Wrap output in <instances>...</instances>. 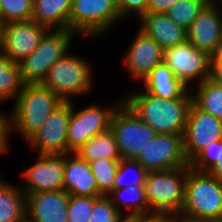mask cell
Instances as JSON below:
<instances>
[{"label": "cell", "instance_id": "obj_8", "mask_svg": "<svg viewBox=\"0 0 222 222\" xmlns=\"http://www.w3.org/2000/svg\"><path fill=\"white\" fill-rule=\"evenodd\" d=\"M110 129L121 159H136L157 133L123 101L115 110Z\"/></svg>", "mask_w": 222, "mask_h": 222}, {"label": "cell", "instance_id": "obj_40", "mask_svg": "<svg viewBox=\"0 0 222 222\" xmlns=\"http://www.w3.org/2000/svg\"><path fill=\"white\" fill-rule=\"evenodd\" d=\"M213 177L222 182V139H221V154L219 160L208 171Z\"/></svg>", "mask_w": 222, "mask_h": 222}, {"label": "cell", "instance_id": "obj_5", "mask_svg": "<svg viewBox=\"0 0 222 222\" xmlns=\"http://www.w3.org/2000/svg\"><path fill=\"white\" fill-rule=\"evenodd\" d=\"M180 214L208 221L222 218V182L208 172L196 171L188 166Z\"/></svg>", "mask_w": 222, "mask_h": 222}, {"label": "cell", "instance_id": "obj_41", "mask_svg": "<svg viewBox=\"0 0 222 222\" xmlns=\"http://www.w3.org/2000/svg\"><path fill=\"white\" fill-rule=\"evenodd\" d=\"M169 222H210L208 220H200L186 217L182 214L169 216Z\"/></svg>", "mask_w": 222, "mask_h": 222}, {"label": "cell", "instance_id": "obj_37", "mask_svg": "<svg viewBox=\"0 0 222 222\" xmlns=\"http://www.w3.org/2000/svg\"><path fill=\"white\" fill-rule=\"evenodd\" d=\"M179 0H148L146 13H166Z\"/></svg>", "mask_w": 222, "mask_h": 222}, {"label": "cell", "instance_id": "obj_6", "mask_svg": "<svg viewBox=\"0 0 222 222\" xmlns=\"http://www.w3.org/2000/svg\"><path fill=\"white\" fill-rule=\"evenodd\" d=\"M74 36L68 29L49 30L37 48L18 63L23 84H41L51 66L68 53Z\"/></svg>", "mask_w": 222, "mask_h": 222}, {"label": "cell", "instance_id": "obj_43", "mask_svg": "<svg viewBox=\"0 0 222 222\" xmlns=\"http://www.w3.org/2000/svg\"><path fill=\"white\" fill-rule=\"evenodd\" d=\"M120 222H136V216H124Z\"/></svg>", "mask_w": 222, "mask_h": 222}, {"label": "cell", "instance_id": "obj_46", "mask_svg": "<svg viewBox=\"0 0 222 222\" xmlns=\"http://www.w3.org/2000/svg\"><path fill=\"white\" fill-rule=\"evenodd\" d=\"M210 222H222V218H218V219L210 220Z\"/></svg>", "mask_w": 222, "mask_h": 222}, {"label": "cell", "instance_id": "obj_44", "mask_svg": "<svg viewBox=\"0 0 222 222\" xmlns=\"http://www.w3.org/2000/svg\"><path fill=\"white\" fill-rule=\"evenodd\" d=\"M215 2H219V3H217V6H218V11H219V14H220V19H221V23H222V8H221V6H222V0H214ZM221 8V9H220Z\"/></svg>", "mask_w": 222, "mask_h": 222}, {"label": "cell", "instance_id": "obj_16", "mask_svg": "<svg viewBox=\"0 0 222 222\" xmlns=\"http://www.w3.org/2000/svg\"><path fill=\"white\" fill-rule=\"evenodd\" d=\"M126 51L125 55L123 54L124 59L122 58L123 66L136 82L143 81L157 65L163 62L164 50L139 29Z\"/></svg>", "mask_w": 222, "mask_h": 222}, {"label": "cell", "instance_id": "obj_19", "mask_svg": "<svg viewBox=\"0 0 222 222\" xmlns=\"http://www.w3.org/2000/svg\"><path fill=\"white\" fill-rule=\"evenodd\" d=\"M63 190L69 195L98 197V185L89 162L75 152L65 154Z\"/></svg>", "mask_w": 222, "mask_h": 222}, {"label": "cell", "instance_id": "obj_3", "mask_svg": "<svg viewBox=\"0 0 222 222\" xmlns=\"http://www.w3.org/2000/svg\"><path fill=\"white\" fill-rule=\"evenodd\" d=\"M91 66L87 58L66 53L51 66L41 85L61 100L73 101V97H83L93 90L95 80Z\"/></svg>", "mask_w": 222, "mask_h": 222}, {"label": "cell", "instance_id": "obj_7", "mask_svg": "<svg viewBox=\"0 0 222 222\" xmlns=\"http://www.w3.org/2000/svg\"><path fill=\"white\" fill-rule=\"evenodd\" d=\"M118 20L122 19L116 0H72L68 30L82 38L95 40L107 34Z\"/></svg>", "mask_w": 222, "mask_h": 222}, {"label": "cell", "instance_id": "obj_30", "mask_svg": "<svg viewBox=\"0 0 222 222\" xmlns=\"http://www.w3.org/2000/svg\"><path fill=\"white\" fill-rule=\"evenodd\" d=\"M147 171L134 159H120L113 189L144 184Z\"/></svg>", "mask_w": 222, "mask_h": 222}, {"label": "cell", "instance_id": "obj_42", "mask_svg": "<svg viewBox=\"0 0 222 222\" xmlns=\"http://www.w3.org/2000/svg\"><path fill=\"white\" fill-rule=\"evenodd\" d=\"M210 62H222V39L217 44L215 51L210 55Z\"/></svg>", "mask_w": 222, "mask_h": 222}, {"label": "cell", "instance_id": "obj_4", "mask_svg": "<svg viewBox=\"0 0 222 222\" xmlns=\"http://www.w3.org/2000/svg\"><path fill=\"white\" fill-rule=\"evenodd\" d=\"M187 172L188 166L147 173L144 188L149 215L180 214L184 203Z\"/></svg>", "mask_w": 222, "mask_h": 222}, {"label": "cell", "instance_id": "obj_36", "mask_svg": "<svg viewBox=\"0 0 222 222\" xmlns=\"http://www.w3.org/2000/svg\"><path fill=\"white\" fill-rule=\"evenodd\" d=\"M10 133H12V120L11 114H4L0 110V155L8 152L9 148V138Z\"/></svg>", "mask_w": 222, "mask_h": 222}, {"label": "cell", "instance_id": "obj_28", "mask_svg": "<svg viewBox=\"0 0 222 222\" xmlns=\"http://www.w3.org/2000/svg\"><path fill=\"white\" fill-rule=\"evenodd\" d=\"M120 160L99 158L89 162L98 185V197L106 196L113 190L115 176Z\"/></svg>", "mask_w": 222, "mask_h": 222}, {"label": "cell", "instance_id": "obj_2", "mask_svg": "<svg viewBox=\"0 0 222 222\" xmlns=\"http://www.w3.org/2000/svg\"><path fill=\"white\" fill-rule=\"evenodd\" d=\"M62 102L51 89L41 84H24L11 111L12 132L19 133L27 142Z\"/></svg>", "mask_w": 222, "mask_h": 222}, {"label": "cell", "instance_id": "obj_24", "mask_svg": "<svg viewBox=\"0 0 222 222\" xmlns=\"http://www.w3.org/2000/svg\"><path fill=\"white\" fill-rule=\"evenodd\" d=\"M26 217V197L19 185L0 176V222H21Z\"/></svg>", "mask_w": 222, "mask_h": 222}, {"label": "cell", "instance_id": "obj_39", "mask_svg": "<svg viewBox=\"0 0 222 222\" xmlns=\"http://www.w3.org/2000/svg\"><path fill=\"white\" fill-rule=\"evenodd\" d=\"M136 222H169V216L156 214L148 216H136Z\"/></svg>", "mask_w": 222, "mask_h": 222}, {"label": "cell", "instance_id": "obj_21", "mask_svg": "<svg viewBox=\"0 0 222 222\" xmlns=\"http://www.w3.org/2000/svg\"><path fill=\"white\" fill-rule=\"evenodd\" d=\"M142 83L146 92L163 99L183 98L190 91L164 62L157 65Z\"/></svg>", "mask_w": 222, "mask_h": 222}, {"label": "cell", "instance_id": "obj_35", "mask_svg": "<svg viewBox=\"0 0 222 222\" xmlns=\"http://www.w3.org/2000/svg\"><path fill=\"white\" fill-rule=\"evenodd\" d=\"M147 4L148 0H117V10L123 20L128 16H136L138 20L146 14Z\"/></svg>", "mask_w": 222, "mask_h": 222}, {"label": "cell", "instance_id": "obj_29", "mask_svg": "<svg viewBox=\"0 0 222 222\" xmlns=\"http://www.w3.org/2000/svg\"><path fill=\"white\" fill-rule=\"evenodd\" d=\"M209 1L210 0H179L167 10L166 14L178 26L187 31Z\"/></svg>", "mask_w": 222, "mask_h": 222}, {"label": "cell", "instance_id": "obj_38", "mask_svg": "<svg viewBox=\"0 0 222 222\" xmlns=\"http://www.w3.org/2000/svg\"><path fill=\"white\" fill-rule=\"evenodd\" d=\"M209 78L222 85V62H210Z\"/></svg>", "mask_w": 222, "mask_h": 222}, {"label": "cell", "instance_id": "obj_48", "mask_svg": "<svg viewBox=\"0 0 222 222\" xmlns=\"http://www.w3.org/2000/svg\"><path fill=\"white\" fill-rule=\"evenodd\" d=\"M1 16H2V6H1V2H0V22H1Z\"/></svg>", "mask_w": 222, "mask_h": 222}, {"label": "cell", "instance_id": "obj_20", "mask_svg": "<svg viewBox=\"0 0 222 222\" xmlns=\"http://www.w3.org/2000/svg\"><path fill=\"white\" fill-rule=\"evenodd\" d=\"M138 21L139 30L155 40L163 50L187 41V31L166 13H146Z\"/></svg>", "mask_w": 222, "mask_h": 222}, {"label": "cell", "instance_id": "obj_17", "mask_svg": "<svg viewBox=\"0 0 222 222\" xmlns=\"http://www.w3.org/2000/svg\"><path fill=\"white\" fill-rule=\"evenodd\" d=\"M222 39V23L217 2L210 0L187 30V41L209 56Z\"/></svg>", "mask_w": 222, "mask_h": 222}, {"label": "cell", "instance_id": "obj_45", "mask_svg": "<svg viewBox=\"0 0 222 222\" xmlns=\"http://www.w3.org/2000/svg\"><path fill=\"white\" fill-rule=\"evenodd\" d=\"M2 27H3V23L0 22V51H1V45H2Z\"/></svg>", "mask_w": 222, "mask_h": 222}, {"label": "cell", "instance_id": "obj_32", "mask_svg": "<svg viewBox=\"0 0 222 222\" xmlns=\"http://www.w3.org/2000/svg\"><path fill=\"white\" fill-rule=\"evenodd\" d=\"M99 197L69 195L68 222H87Z\"/></svg>", "mask_w": 222, "mask_h": 222}, {"label": "cell", "instance_id": "obj_31", "mask_svg": "<svg viewBox=\"0 0 222 222\" xmlns=\"http://www.w3.org/2000/svg\"><path fill=\"white\" fill-rule=\"evenodd\" d=\"M2 6L1 22L27 21L32 19L33 0H0Z\"/></svg>", "mask_w": 222, "mask_h": 222}, {"label": "cell", "instance_id": "obj_9", "mask_svg": "<svg viewBox=\"0 0 222 222\" xmlns=\"http://www.w3.org/2000/svg\"><path fill=\"white\" fill-rule=\"evenodd\" d=\"M111 106L91 104L83 109L75 110L74 100L71 101V116L68 123V153L76 152L92 137L110 128L112 116L123 98Z\"/></svg>", "mask_w": 222, "mask_h": 222}, {"label": "cell", "instance_id": "obj_15", "mask_svg": "<svg viewBox=\"0 0 222 222\" xmlns=\"http://www.w3.org/2000/svg\"><path fill=\"white\" fill-rule=\"evenodd\" d=\"M65 154H37L35 163L22 171L25 195L63 189Z\"/></svg>", "mask_w": 222, "mask_h": 222}, {"label": "cell", "instance_id": "obj_12", "mask_svg": "<svg viewBox=\"0 0 222 222\" xmlns=\"http://www.w3.org/2000/svg\"><path fill=\"white\" fill-rule=\"evenodd\" d=\"M220 139L222 122L192 102L183 133V149L187 161L190 163L206 146Z\"/></svg>", "mask_w": 222, "mask_h": 222}, {"label": "cell", "instance_id": "obj_34", "mask_svg": "<svg viewBox=\"0 0 222 222\" xmlns=\"http://www.w3.org/2000/svg\"><path fill=\"white\" fill-rule=\"evenodd\" d=\"M221 154V139L206 146L190 163L193 170L208 172L219 160Z\"/></svg>", "mask_w": 222, "mask_h": 222}, {"label": "cell", "instance_id": "obj_26", "mask_svg": "<svg viewBox=\"0 0 222 222\" xmlns=\"http://www.w3.org/2000/svg\"><path fill=\"white\" fill-rule=\"evenodd\" d=\"M193 103L222 122V85L209 77L190 89Z\"/></svg>", "mask_w": 222, "mask_h": 222}, {"label": "cell", "instance_id": "obj_11", "mask_svg": "<svg viewBox=\"0 0 222 222\" xmlns=\"http://www.w3.org/2000/svg\"><path fill=\"white\" fill-rule=\"evenodd\" d=\"M147 172L190 166L183 149V135L157 134L135 159Z\"/></svg>", "mask_w": 222, "mask_h": 222}, {"label": "cell", "instance_id": "obj_25", "mask_svg": "<svg viewBox=\"0 0 222 222\" xmlns=\"http://www.w3.org/2000/svg\"><path fill=\"white\" fill-rule=\"evenodd\" d=\"M80 158L91 162L99 158L120 160L117 144L111 129L98 133L75 152Z\"/></svg>", "mask_w": 222, "mask_h": 222}, {"label": "cell", "instance_id": "obj_10", "mask_svg": "<svg viewBox=\"0 0 222 222\" xmlns=\"http://www.w3.org/2000/svg\"><path fill=\"white\" fill-rule=\"evenodd\" d=\"M163 62L189 89L209 77L210 56L188 41L164 49Z\"/></svg>", "mask_w": 222, "mask_h": 222}, {"label": "cell", "instance_id": "obj_14", "mask_svg": "<svg viewBox=\"0 0 222 222\" xmlns=\"http://www.w3.org/2000/svg\"><path fill=\"white\" fill-rule=\"evenodd\" d=\"M49 29L35 21H19L3 24L0 53L19 63L38 46Z\"/></svg>", "mask_w": 222, "mask_h": 222}, {"label": "cell", "instance_id": "obj_18", "mask_svg": "<svg viewBox=\"0 0 222 222\" xmlns=\"http://www.w3.org/2000/svg\"><path fill=\"white\" fill-rule=\"evenodd\" d=\"M26 217L32 222H68L69 194L65 190L25 195Z\"/></svg>", "mask_w": 222, "mask_h": 222}, {"label": "cell", "instance_id": "obj_27", "mask_svg": "<svg viewBox=\"0 0 222 222\" xmlns=\"http://www.w3.org/2000/svg\"><path fill=\"white\" fill-rule=\"evenodd\" d=\"M23 85L19 64L0 53V102L15 101Z\"/></svg>", "mask_w": 222, "mask_h": 222}, {"label": "cell", "instance_id": "obj_22", "mask_svg": "<svg viewBox=\"0 0 222 222\" xmlns=\"http://www.w3.org/2000/svg\"><path fill=\"white\" fill-rule=\"evenodd\" d=\"M72 0H33L32 20L49 30L68 29Z\"/></svg>", "mask_w": 222, "mask_h": 222}, {"label": "cell", "instance_id": "obj_13", "mask_svg": "<svg viewBox=\"0 0 222 222\" xmlns=\"http://www.w3.org/2000/svg\"><path fill=\"white\" fill-rule=\"evenodd\" d=\"M71 116V101H63L48 116L40 130L26 143L38 154L68 153L67 131Z\"/></svg>", "mask_w": 222, "mask_h": 222}, {"label": "cell", "instance_id": "obj_1", "mask_svg": "<svg viewBox=\"0 0 222 222\" xmlns=\"http://www.w3.org/2000/svg\"><path fill=\"white\" fill-rule=\"evenodd\" d=\"M127 95L123 101L157 134L183 135L193 102L191 91L176 99H163L144 89Z\"/></svg>", "mask_w": 222, "mask_h": 222}, {"label": "cell", "instance_id": "obj_23", "mask_svg": "<svg viewBox=\"0 0 222 222\" xmlns=\"http://www.w3.org/2000/svg\"><path fill=\"white\" fill-rule=\"evenodd\" d=\"M106 196L111 200L116 209L125 216L149 215V205L146 200L144 184L113 189Z\"/></svg>", "mask_w": 222, "mask_h": 222}, {"label": "cell", "instance_id": "obj_47", "mask_svg": "<svg viewBox=\"0 0 222 222\" xmlns=\"http://www.w3.org/2000/svg\"><path fill=\"white\" fill-rule=\"evenodd\" d=\"M21 222H32L27 217H25Z\"/></svg>", "mask_w": 222, "mask_h": 222}, {"label": "cell", "instance_id": "obj_33", "mask_svg": "<svg viewBox=\"0 0 222 222\" xmlns=\"http://www.w3.org/2000/svg\"><path fill=\"white\" fill-rule=\"evenodd\" d=\"M107 196L99 197L94 203L87 222H120L124 217Z\"/></svg>", "mask_w": 222, "mask_h": 222}]
</instances>
